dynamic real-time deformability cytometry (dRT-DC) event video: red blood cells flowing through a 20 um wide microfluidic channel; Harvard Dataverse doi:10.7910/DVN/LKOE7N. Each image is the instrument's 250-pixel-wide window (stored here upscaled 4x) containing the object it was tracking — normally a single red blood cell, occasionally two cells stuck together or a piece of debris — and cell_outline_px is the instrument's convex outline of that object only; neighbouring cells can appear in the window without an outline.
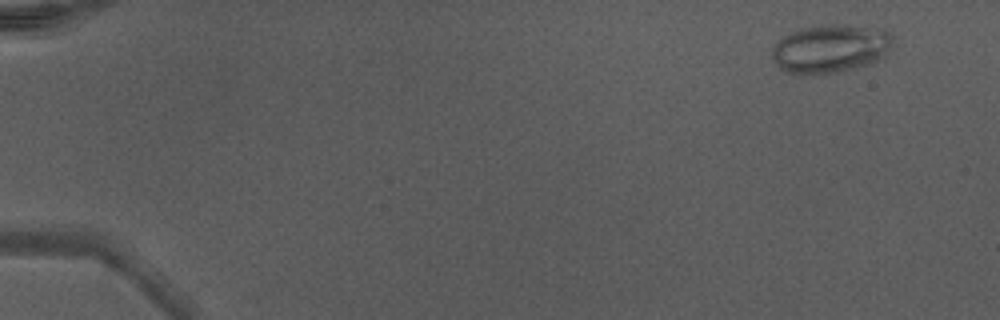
{"species": "Egyptian fruit bat (a non-hibernating species)", "species_latin": "Rousettus aegyptiacus", "temperature_condition": "warm", "stored_images_in_passage": 46, "camera_frame_rate_fps": 3000, "um_per_image_px": 0.085, "animal": {"sex": "male"}, "frame": {"image": 1, "passage_image": 1, "time_ms": 0.0, "image_size_px": [1000, 320], "cell_outline_px": [[892, 40], [884, 56], [880, 60], [856, 68], [832, 72], [804, 76], [800, 76], [784, 72], [772, 60], [772, 48], [784, 36], [800, 28], [812, 24], [844, 24], [880, 28], [888, 32], [892, 36]], "centroid_in_image_um": [70.54, 4.13], "position_along_channel_um": 14.5, "area_um2": 34.51}}
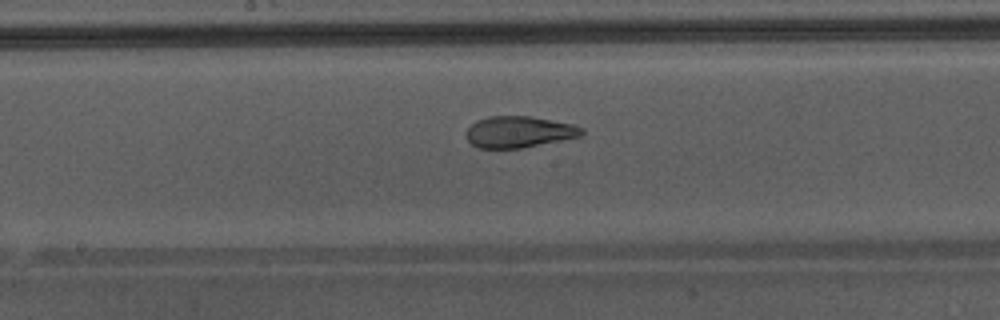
{"frame": {"image": 2, "passage_image": 25, "time_ms": 8.0, "image_size_px": [1000, 320], "cell_outline_px": [[584, 132], [580, 136], [520, 148], [480, 148], [472, 144], [468, 140], [464, 132], [476, 120], [488, 116], [532, 116], [572, 124], [584, 128]], "centroid_in_image_um": [44.08, 11.2], "position_along_channel_um": 204.1, "area_um2": 21.04}}
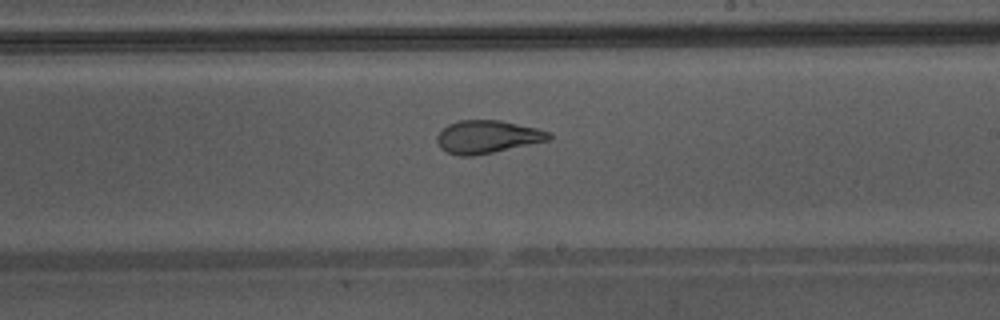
{"frame": {"image": 3, "passage_image": 28, "time_ms": 9.0, "image_size_px": [1000, 320], "cell_outline_px": [[552, 136], [548, 140], [492, 152], [472, 156], [460, 156], [448, 152], [440, 148], [436, 140], [436, 136], [448, 124], [460, 120], [500, 120], [536, 128], [548, 132]], "centroid_in_image_um": [41.37, 11.62], "position_along_channel_um": 247.6, "area_um2": 21.1}, "authors_computed_cell_mechanics": {"area_um2": 25.2297, "velocity_mm_per_s": 4.3571, "shape_relaxation_time_tau1_ms": null, "shape_relaxation_time_tau2_ms": 1.0893, "deformation_change_tau1": null, "deformation_change_tau2": 0.0793}}